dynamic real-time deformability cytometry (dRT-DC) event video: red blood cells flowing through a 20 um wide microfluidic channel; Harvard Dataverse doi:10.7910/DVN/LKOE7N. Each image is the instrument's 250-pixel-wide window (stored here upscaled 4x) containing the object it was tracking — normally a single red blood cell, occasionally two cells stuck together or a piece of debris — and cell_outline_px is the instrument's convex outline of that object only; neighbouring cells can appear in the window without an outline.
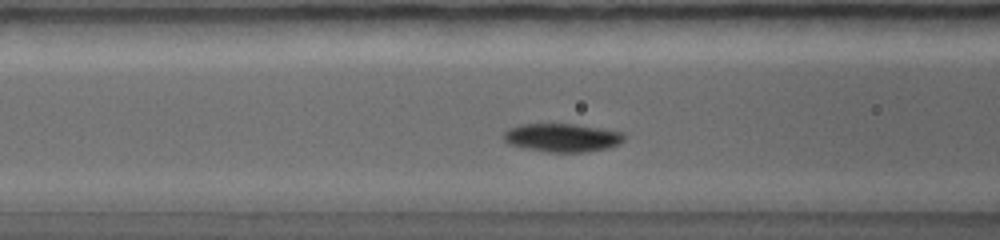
{"species": "common noctule bat (a hibernating species)", "species_latin": "Nyctalus noctula", "temperature_condition": "warm", "stored_images_in_passage": 29, "camera_frame_rate_fps": 5000, "um_per_image_px": 0.085, "animal": {"sex": "female", "body_mass_g": 19.0, "forearm_length_mm": 56.7}, "frame": {"image": 1, "passage_image": 7, "time_ms": 2.0, "image_size_px": [1000, 240], "cell_outline_px": [[624, 140], [608, 148], [584, 152], [548, 152], [508, 144], [504, 140], [504, 132], [508, 128], [520, 124], [572, 124], [620, 132], [624, 136]], "centroid_in_image_um": [47.73, 11.7], "position_along_channel_um": 118.9, "area_um2": 19.54}}
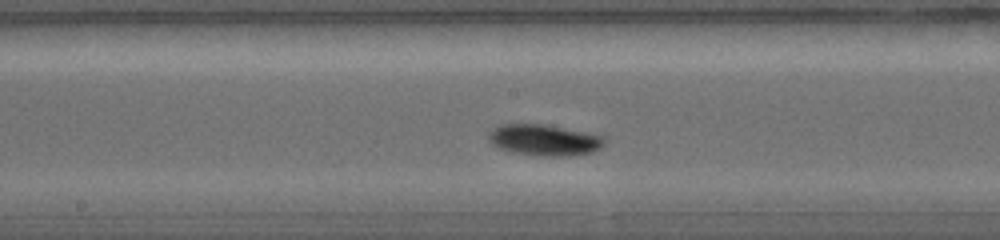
{"frame": {"image": 2, "passage_image": 12, "time_ms": 3.4, "image_size_px": [1000, 240], "cell_outline_px": [[604, 144], [600, 148], [592, 152], [572, 156], [544, 156], [512, 152], [500, 148], [492, 144], [488, 140], [488, 132], [492, 128], [500, 124], [544, 124], [604, 136]], "centroid_in_image_um": [46.23, 11.9], "position_along_channel_um": 202.0, "area_um2": 21.04}}
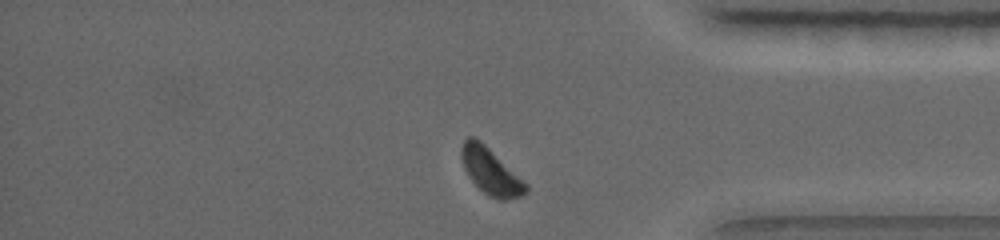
{"frame": {"image": 3, "passage_image": 28, "time_ms": 6.8, "image_size_px": [1000, 240], "cell_outline_px": [[528, 192], [520, 196], [504, 200], [500, 200], [488, 196], [468, 176], [464, 168], [460, 156], [460, 148], [464, 140], [468, 136], [472, 136], [480, 140], [528, 184]], "centroid_in_image_um": [41.7, 14.55], "position_along_channel_um": 393.5, "area_um2": 17.34}}